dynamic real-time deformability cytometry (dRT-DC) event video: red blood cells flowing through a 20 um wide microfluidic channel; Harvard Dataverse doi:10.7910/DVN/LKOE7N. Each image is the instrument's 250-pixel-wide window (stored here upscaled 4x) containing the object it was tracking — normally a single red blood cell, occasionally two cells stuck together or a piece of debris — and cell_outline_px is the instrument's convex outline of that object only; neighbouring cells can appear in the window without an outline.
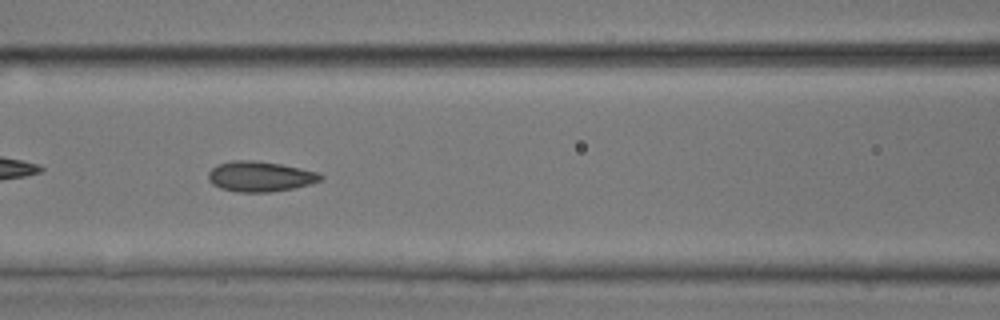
{"species": "common noctule bat (a hibernating species)", "species_latin": "Nyctalus noctula", "temperature_condition": "room temperature", "stored_images_in_passage": 50, "camera_frame_rate_fps": 3000, "um_per_image_px": 0.085, "animal": {"sex": "male", "body_mass_g": 17.9, "forearm_length_mm": 54.2}, "frame": {"image": 1, "passage_image": 22, "time_ms": 7.0, "image_size_px": [1000, 320], "cell_outline_px": [[324, 176], [320, 180], [308, 184], [292, 188], [268, 192], [236, 192], [220, 188], [212, 184], [208, 180], [208, 172], [216, 164], [232, 160], [256, 160], [280, 164], [320, 172]], "centroid_in_image_um": [22.07, 14.99], "position_along_channel_um": 144.5, "area_um2": 19.88}}
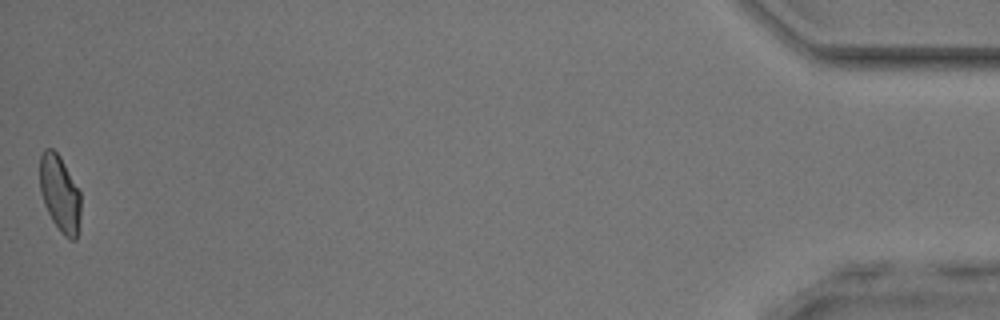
{"frame": {"image": 2, "passage_image": 50, "time_ms": 16.333, "image_size_px": [1000, 320], "cell_outline_px": [[80, 216], [76, 240], [72, 240], [64, 236], [60, 232], [52, 220], [44, 204], [40, 192], [40, 156], [44, 148], [52, 148], [60, 156], [80, 192]], "centroid_in_image_um": [5.08, 16.46], "position_along_channel_um": 430.1, "area_um2": 18.21}, "authors_computed_cell_mechanics": {"area_um2": 19.2763, "velocity_mm_per_s": 4.0769, "shape_relaxation_time_tau1_ms": 4.804, "shape_relaxation_time_tau2_ms": 1.0839, "deformation_change_tau1": 0.1248, "deformation_change_tau2": 0.0565}}